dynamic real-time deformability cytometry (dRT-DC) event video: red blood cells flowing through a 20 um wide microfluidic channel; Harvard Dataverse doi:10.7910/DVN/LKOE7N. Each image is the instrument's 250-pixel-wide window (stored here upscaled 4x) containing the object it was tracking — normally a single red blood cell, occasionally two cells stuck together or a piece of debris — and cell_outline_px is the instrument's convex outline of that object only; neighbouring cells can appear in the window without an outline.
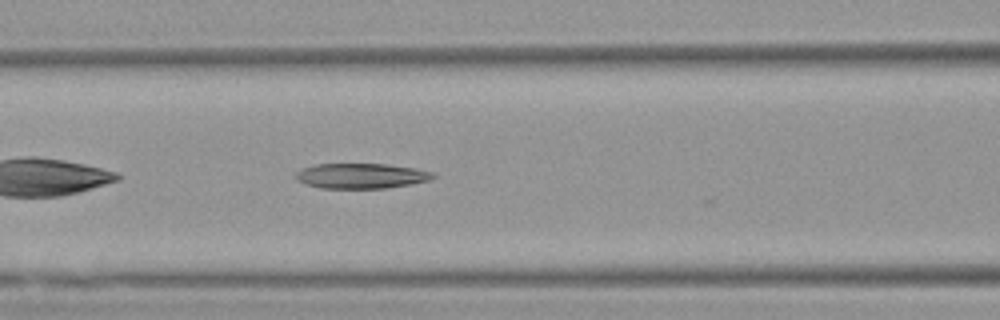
{"species": "Egyptian fruit bat (a non-hibernating species)", "species_latin": "Rousettus aegyptiacus", "temperature_condition": "warm", "stored_images_in_passage": 33, "camera_frame_rate_fps": 3000, "um_per_image_px": 0.085, "animal": {"sex": "female"}, "frame": {"image": 1, "passage_image": 7, "time_ms": 2.0, "image_size_px": [1000, 320], "cell_outline_px": [[436, 176], [428, 180], [408, 184], [384, 188], [320, 188], [296, 180], [296, 172], [304, 168], [316, 164], [388, 164], [412, 168], [432, 172]], "centroid_in_image_um": [30.67, 14.94], "position_along_channel_um": 135.9, "area_um2": 19.77}}
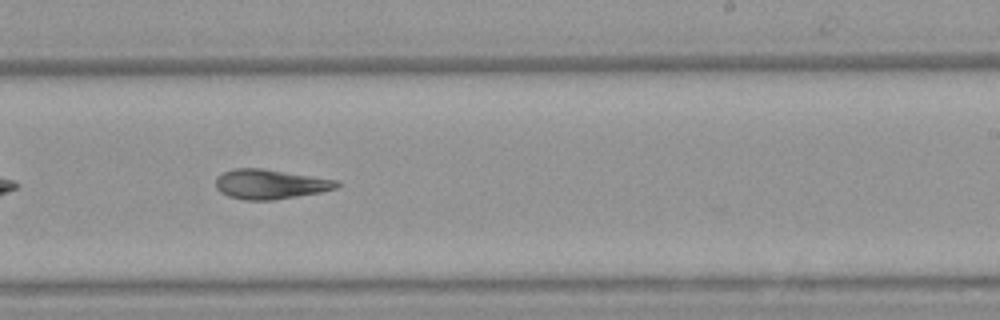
{"frame": {"image": 2, "passage_image": 17, "time_ms": 5.333, "image_size_px": [1000, 320], "cell_outline_px": [[340, 184], [336, 188], [320, 192], [272, 200], [244, 200], [228, 196], [220, 192], [216, 188], [216, 176], [232, 168], [260, 168], [340, 180]], "centroid_in_image_um": [22.95, 15.65], "position_along_channel_um": 266.1, "area_um2": 20.92}}
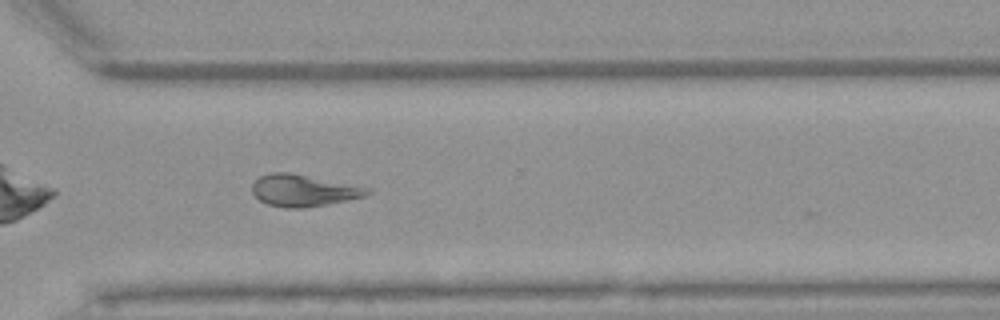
{"frame": {"image": 3, "passage_image": 23, "time_ms": 7.333, "image_size_px": [1000, 320], "cell_outline_px": [[372, 192], [368, 196], [348, 200], [304, 208], [288, 208], [268, 204], [260, 200], [252, 192], [252, 184], [260, 176], [272, 172], [288, 172], [372, 188]], "centroid_in_image_um": [25.83, 16.19], "position_along_channel_um": 344.8, "area_um2": 21.27}, "authors_computed_cell_mechanics": {"area_um2": 20.9236, "velocity_mm_per_s": 3.9232, "shape_relaxation_time_tau1_ms": null, "shape_relaxation_time_tau2_ms": 5.0766, "deformation_change_tau1": null, "deformation_change_tau2": 0.1612}}